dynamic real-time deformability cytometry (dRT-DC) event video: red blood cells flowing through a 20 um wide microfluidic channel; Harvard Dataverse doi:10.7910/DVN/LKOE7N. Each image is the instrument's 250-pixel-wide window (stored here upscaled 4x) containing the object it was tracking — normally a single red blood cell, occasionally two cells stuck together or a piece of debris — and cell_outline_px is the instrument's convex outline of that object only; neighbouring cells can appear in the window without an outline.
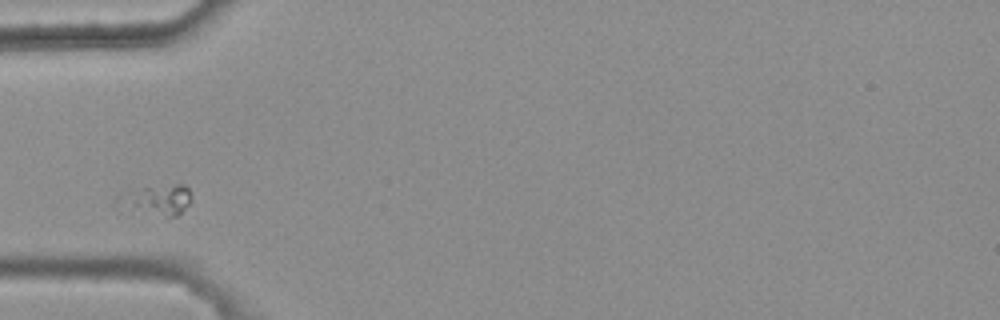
{"species": "common noctule bat (a hibernating species)", "species_latin": "Nyctalus noctula", "temperature_condition": "warm", "stored_images_in_passage": 8, "segment_of_instrument_passage": [2, 2], "camera_frame_rate_fps": 3000, "um_per_image_px": 0.085, "animal": {"sex": "female", "body_mass_g": 25.1}, "frame": {"image": 1, "passage_image": 4, "time_ms": 1.0, "image_size_px": [1000, 320], "cell_outline_px": [[192, 200], [176, 216], [168, 216], [116, 212], [112, 204], [112, 200], [116, 196], [144, 188], [176, 184], [184, 184], [192, 192]], "centroid_in_image_um": [13.14, 17.05], "position_along_channel_um": 71.9, "area_um2": 13.87}}
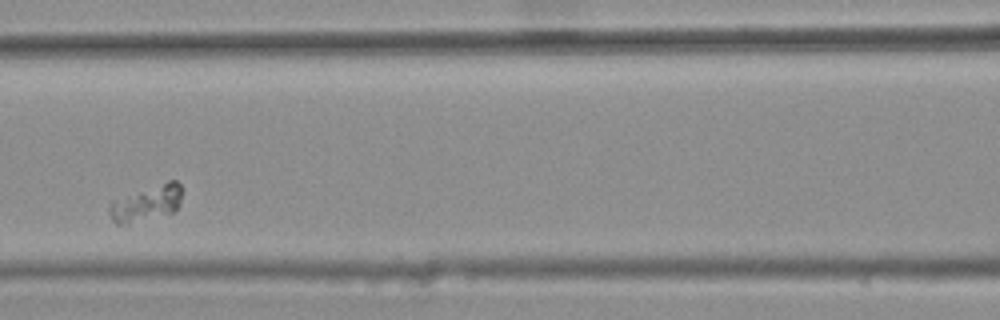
{"frame": {"image": 2, "passage_image": 6, "time_ms": 1.667, "image_size_px": [1000, 320], "cell_outline_px": [[180, 204], [172, 212], [128, 224], [116, 224], [112, 220], [108, 212], [108, 204], [112, 200], [168, 180], [176, 180], [180, 184]], "centroid_in_image_um": [12.4, 17.27], "position_along_channel_um": 154.2, "area_um2": 15.03}}
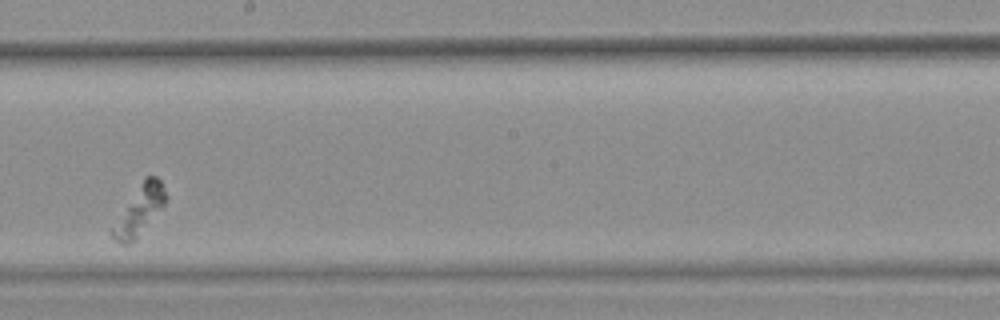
{"frame": {"image": 3, "passage_image": 8, "time_ms": 2.333, "image_size_px": [1000, 320], "cell_outline_px": [[168, 196], [164, 204], [136, 240], [128, 244], [120, 244], [108, 232], [108, 228], [144, 176], [156, 176], [160, 180]], "centroid_in_image_um": [11.78, 17.89], "position_along_channel_um": 236.4, "area_um2": 15.61}}